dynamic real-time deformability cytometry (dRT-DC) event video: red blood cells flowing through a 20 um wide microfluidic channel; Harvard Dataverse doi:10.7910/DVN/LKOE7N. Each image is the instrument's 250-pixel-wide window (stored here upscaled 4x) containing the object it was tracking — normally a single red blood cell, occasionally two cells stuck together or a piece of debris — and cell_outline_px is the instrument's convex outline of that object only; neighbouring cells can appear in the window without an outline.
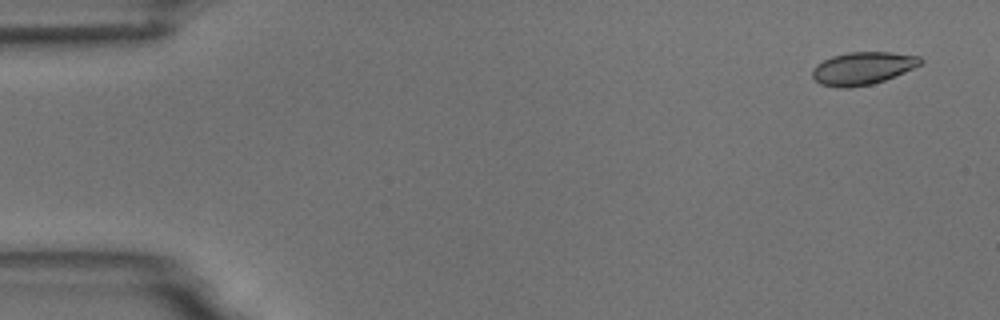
{"species": "common noctule bat (a hibernating species)", "species_latin": "Nyctalus noctula", "temperature_condition": "room temperature", "stored_images_in_passage": 8, "camera_frame_rate_fps": 3000, "um_per_image_px": 0.085, "animal": {"sex": "male", "body_mass_g": 18.8}, "frame": {"image": 1, "passage_image": 1, "time_ms": 0.0, "image_size_px": [1000, 320], "cell_outline_px": [[924, 60], [920, 64], [904, 72], [884, 80], [872, 84], [848, 88], [840, 88], [820, 84], [812, 76], [812, 68], [816, 64], [832, 56], [848, 52], [892, 52], [920, 56]], "centroid_in_image_um": [73.31, 5.8], "position_along_channel_um": 11.7, "area_um2": 20.58}}
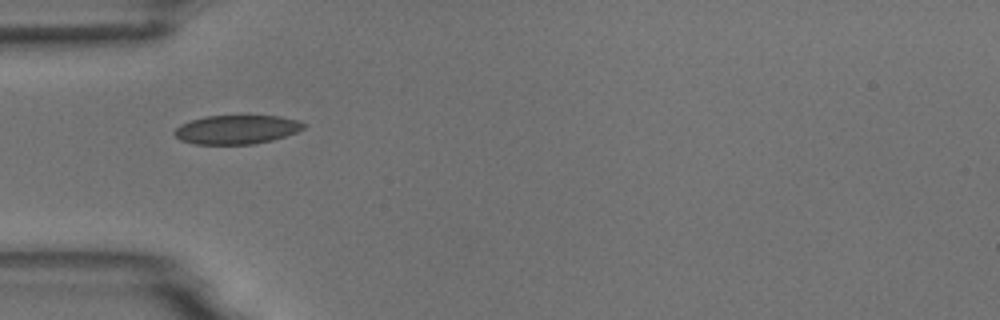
{"frame": {"image": 2, "passage_image": 5, "time_ms": 4.667, "image_size_px": [1000, 320], "cell_outline_px": [[308, 124], [304, 128], [296, 132], [272, 140], [252, 144], [196, 144], [180, 140], [172, 132], [180, 124], [192, 120], [208, 116], [280, 116], [296, 120]], "centroid_in_image_um": [20.11, 11.01], "position_along_channel_um": 64.9, "area_um2": 21.62}}